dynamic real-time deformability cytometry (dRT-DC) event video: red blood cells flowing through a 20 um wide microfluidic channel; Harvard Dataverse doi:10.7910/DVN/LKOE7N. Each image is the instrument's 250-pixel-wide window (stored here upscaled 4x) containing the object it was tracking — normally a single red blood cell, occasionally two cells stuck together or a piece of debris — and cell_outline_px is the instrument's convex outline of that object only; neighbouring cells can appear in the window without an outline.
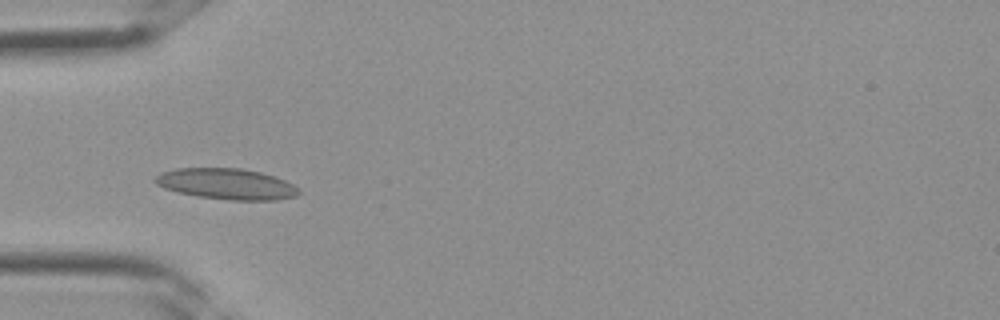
{"species": "Egyptian fruit bat (a non-hibernating species)", "species_latin": "Rousettus aegyptiacus", "temperature_condition": "room temperature", "stored_images_in_passage": 3, "camera_frame_rate_fps": 3000, "um_per_image_px": 0.085, "frame": {"image": 1, "passage_image": 3, "time_ms": 0.667, "image_size_px": [1000, 320], "cell_outline_px": [[300, 192], [296, 196], [276, 200], [232, 200], [196, 196], [176, 192], [164, 188], [156, 184], [152, 180], [160, 172], [176, 168], [240, 168], [260, 172], [284, 180], [300, 188]], "centroid_in_image_um": [19.22, 15.63], "position_along_channel_um": 65.8, "area_um2": 25.95}}